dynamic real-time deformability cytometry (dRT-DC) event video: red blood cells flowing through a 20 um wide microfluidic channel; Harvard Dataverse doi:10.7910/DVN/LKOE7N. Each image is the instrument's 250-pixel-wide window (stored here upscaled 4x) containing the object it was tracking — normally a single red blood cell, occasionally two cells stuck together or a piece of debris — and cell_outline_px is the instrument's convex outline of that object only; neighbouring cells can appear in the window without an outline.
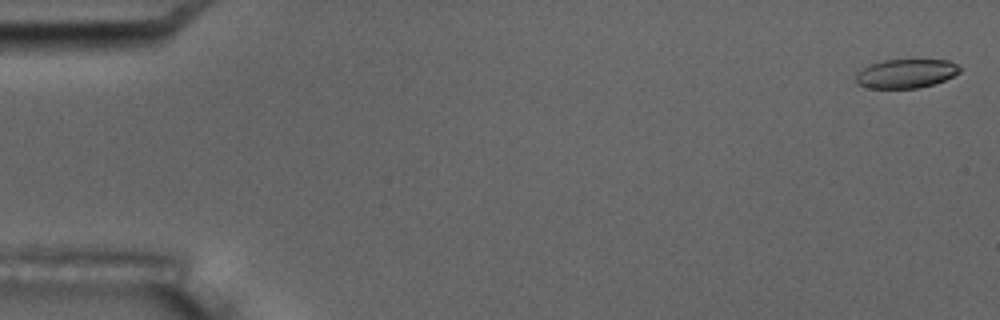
{"species": "common noctule bat (a hibernating species)", "species_latin": "Nyctalus noctula", "temperature_condition": "room temperature", "stored_images_in_passage": 6, "camera_frame_rate_fps": 3000, "um_per_image_px": 0.085, "animal": {"sex": "male", "body_mass_g": 17.5, "forearm_length_mm": 52.3}, "frame": {"image": 1, "passage_image": 1, "time_ms": 0.0, "image_size_px": [1000, 320], "cell_outline_px": [[960, 72], [944, 80], [920, 88], [868, 88], [856, 84], [856, 76], [868, 64], [884, 60], [948, 60], [956, 64], [960, 68]], "centroid_in_image_um": [76.99, 6.25], "position_along_channel_um": 8.0, "area_um2": 17.4}}